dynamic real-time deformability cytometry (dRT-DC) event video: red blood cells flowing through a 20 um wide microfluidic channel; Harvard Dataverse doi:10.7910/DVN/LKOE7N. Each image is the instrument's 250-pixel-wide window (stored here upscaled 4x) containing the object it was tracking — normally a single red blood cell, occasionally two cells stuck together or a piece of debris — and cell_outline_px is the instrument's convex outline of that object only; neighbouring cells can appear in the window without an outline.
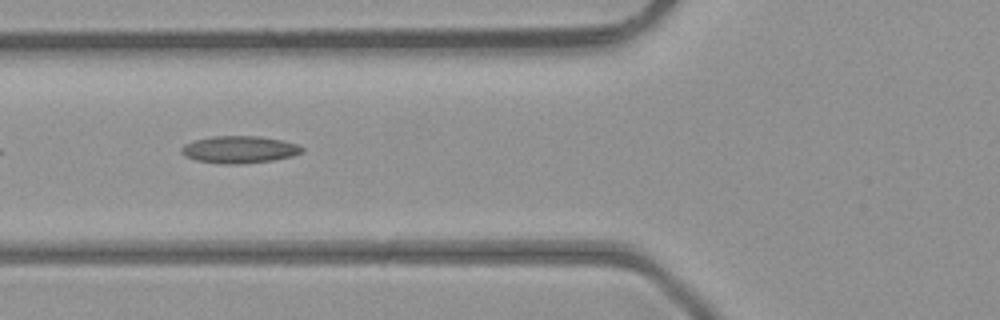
{"species": "common noctule bat (a hibernating species)", "species_latin": "Nyctalus noctula", "temperature_condition": "room temperature", "stored_images_in_passage": 8, "camera_frame_rate_fps": 3000, "um_per_image_px": 0.085, "animal": {"sex": "male", "body_mass_g": 23.1, "forearm_length_mm": 52.7}, "frame": {"image": 1, "passage_image": 5, "time_ms": 1.333, "image_size_px": [1000, 320], "cell_outline_px": [[304, 152], [292, 156], [272, 160], [236, 164], [224, 164], [196, 160], [184, 156], [180, 152], [180, 148], [184, 144], [196, 140], [212, 136], [256, 136], [280, 140], [296, 144], [304, 148]], "centroid_in_image_um": [20.32, 12.71], "position_along_channel_um": 105.5, "area_um2": 18.96}}